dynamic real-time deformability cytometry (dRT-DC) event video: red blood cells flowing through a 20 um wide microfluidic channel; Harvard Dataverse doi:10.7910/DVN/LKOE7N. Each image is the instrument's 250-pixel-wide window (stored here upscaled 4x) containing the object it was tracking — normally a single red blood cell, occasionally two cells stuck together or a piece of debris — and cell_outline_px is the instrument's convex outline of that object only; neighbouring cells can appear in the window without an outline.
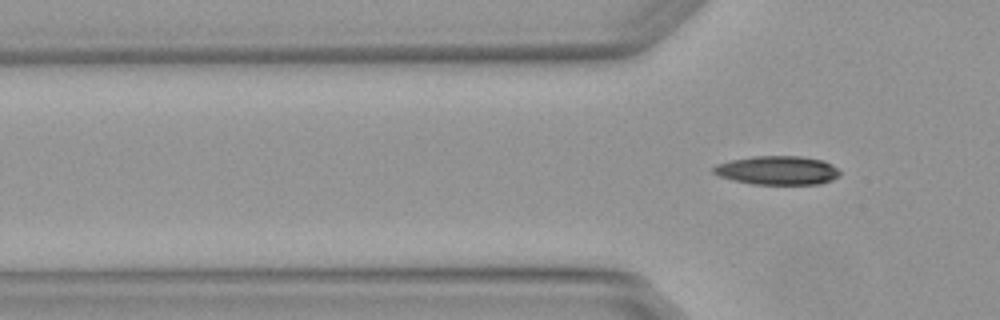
{"species": "Egyptian fruit bat (a non-hibernating species)", "species_latin": "Rousettus aegyptiacus", "temperature_condition": "warm", "stored_images_in_passage": 2, "camera_frame_rate_fps": 3000, "um_per_image_px": 0.085, "animal": {"sex": "female"}, "frame": {"image": 1, "passage_image": 2, "time_ms": 0.333, "image_size_px": [1000, 320], "cell_outline_px": [[840, 176], [832, 180], [820, 184], [752, 184], [720, 176], [712, 172], [712, 168], [716, 164], [732, 160], [752, 156], [800, 156], [824, 160], [832, 164], [840, 172]], "centroid_in_image_um": [66.11, 14.47], "position_along_channel_um": 59.7, "area_um2": 21.21}}